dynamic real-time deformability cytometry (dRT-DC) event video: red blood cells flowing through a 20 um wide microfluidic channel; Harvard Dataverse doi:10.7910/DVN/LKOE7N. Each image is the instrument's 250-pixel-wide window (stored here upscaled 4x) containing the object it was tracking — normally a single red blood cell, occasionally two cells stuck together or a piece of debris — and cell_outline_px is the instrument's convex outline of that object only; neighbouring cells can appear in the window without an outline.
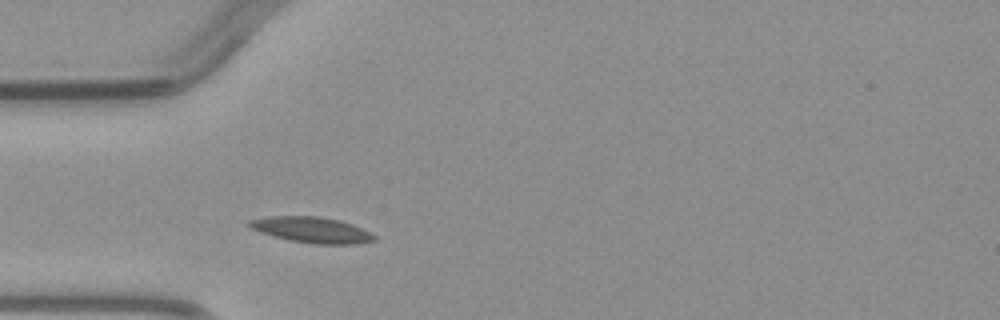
{"species": "common noctule bat (a hibernating species)", "species_latin": "Nyctalus noctula", "temperature_condition": "warm", "stored_images_in_passage": 2, "camera_frame_rate_fps": 3000, "um_per_image_px": 0.085, "animal": {"sex": "male", "body_mass_g": 23.1, "forearm_length_mm": 52.7}, "frame": {"image": 1, "passage_image": 2, "time_ms": 1.333, "image_size_px": [1000, 320], "cell_outline_px": [[376, 240], [352, 244], [312, 244], [292, 240], [260, 232], [248, 228], [244, 224], [248, 220], [272, 216], [316, 216], [340, 220], [352, 224], [372, 232], [376, 236]], "centroid_in_image_um": [26.49, 19.53], "position_along_channel_um": 58.5, "area_um2": 18.84}}